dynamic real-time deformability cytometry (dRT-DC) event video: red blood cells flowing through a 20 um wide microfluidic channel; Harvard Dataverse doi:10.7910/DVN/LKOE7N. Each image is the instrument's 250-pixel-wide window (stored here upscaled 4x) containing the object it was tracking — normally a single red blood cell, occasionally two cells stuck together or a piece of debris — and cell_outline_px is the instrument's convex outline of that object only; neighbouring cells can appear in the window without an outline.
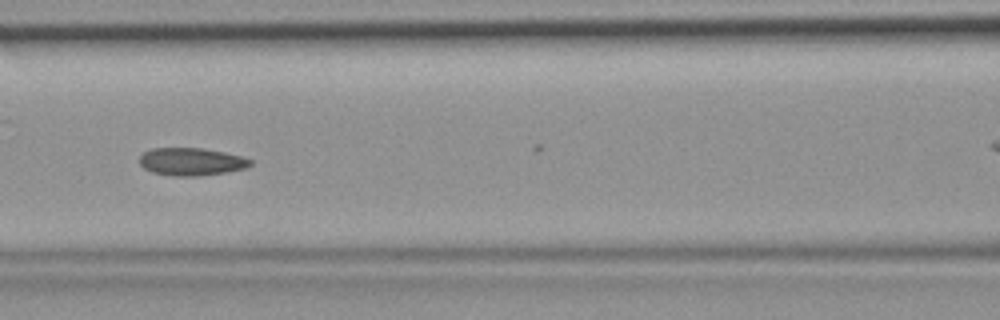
{"species": "common noctule bat (a hibernating species)", "species_latin": "Nyctalus noctula", "temperature_condition": "room temperature", "stored_images_in_passage": 13, "camera_frame_rate_fps": 3000, "um_per_image_px": 0.085, "animal": {"sex": "female", "body_mass_g": 19.9}, "frame": {"image": 1, "passage_image": 6, "time_ms": 1.667, "image_size_px": [1000, 320], "cell_outline_px": [[252, 164], [244, 168], [224, 172], [196, 176], [176, 176], [152, 172], [144, 168], [140, 164], [140, 156], [144, 152], [152, 148], [200, 148], [224, 152], [240, 156], [252, 160]], "centroid_in_image_um": [16.24, 13.73], "position_along_channel_um": 150.4, "area_um2": 17.63}}